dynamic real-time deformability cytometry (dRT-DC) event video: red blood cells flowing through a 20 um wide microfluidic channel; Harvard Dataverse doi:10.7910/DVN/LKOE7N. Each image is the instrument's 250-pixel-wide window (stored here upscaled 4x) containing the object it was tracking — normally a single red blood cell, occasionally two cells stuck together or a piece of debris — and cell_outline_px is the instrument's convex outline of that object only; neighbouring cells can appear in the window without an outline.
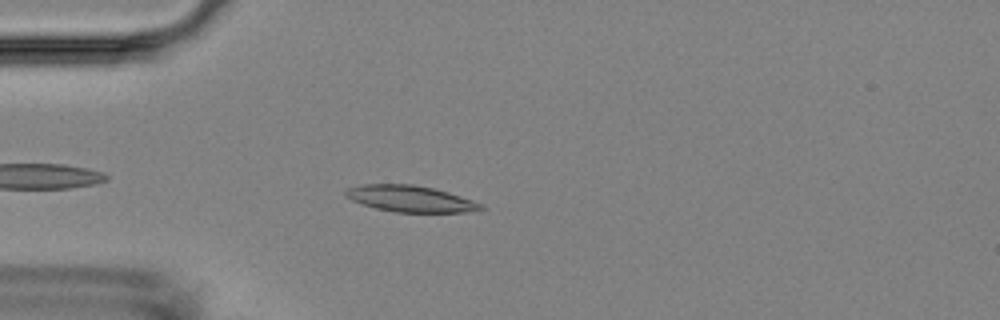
{"species": "Egyptian fruit bat (a non-hibernating species)", "species_latin": "Rousettus aegyptiacus", "temperature_condition": "room temperature", "stored_images_in_passage": 5, "camera_frame_rate_fps": 3000, "um_per_image_px": 0.085, "animal": {"sex": "female"}, "frame": {"image": 1, "passage_image": 4, "time_ms": 3.667, "image_size_px": [1000, 320], "cell_outline_px": [[488, 208], [472, 212], [396, 212], [376, 208], [352, 200], [344, 196], [344, 192], [348, 188], [360, 184], [412, 184], [432, 188], [448, 192], [484, 204]], "centroid_in_image_um": [34.92, 16.89], "position_along_channel_um": 50.1, "area_um2": 20.81}}